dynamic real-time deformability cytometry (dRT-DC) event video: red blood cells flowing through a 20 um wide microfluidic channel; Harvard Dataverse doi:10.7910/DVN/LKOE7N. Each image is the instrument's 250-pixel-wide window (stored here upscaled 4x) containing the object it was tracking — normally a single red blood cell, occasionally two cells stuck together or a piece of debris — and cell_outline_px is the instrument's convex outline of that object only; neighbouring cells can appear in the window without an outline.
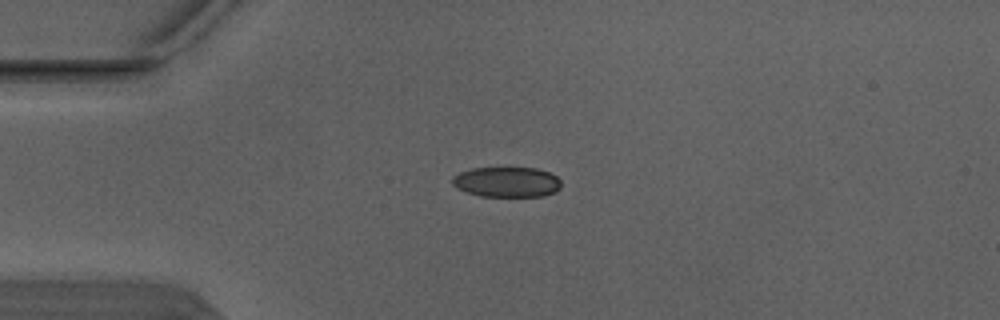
{"species": "Egyptian fruit bat (a non-hibernating species)", "species_latin": "Rousettus aegyptiacus", "temperature_condition": "warm", "stored_images_in_passage": 4, "camera_frame_rate_fps": 3000, "um_per_image_px": 0.085, "animal": {"sex": "male"}, "frame": {"image": 1, "passage_image": 4, "time_ms": 1.0, "image_size_px": [1000, 320], "cell_outline_px": [[560, 188], [556, 192], [544, 196], [480, 196], [456, 188], [452, 184], [452, 176], [460, 172], [472, 168], [536, 168], [548, 172], [556, 176], [560, 180]], "centroid_in_image_um": [43.07, 15.47], "position_along_channel_um": 41.9, "area_um2": 19.19}}